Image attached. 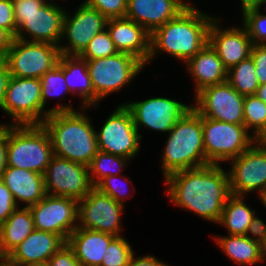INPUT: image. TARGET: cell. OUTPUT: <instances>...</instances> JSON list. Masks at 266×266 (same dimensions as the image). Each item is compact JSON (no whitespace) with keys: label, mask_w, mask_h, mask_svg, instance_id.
Listing matches in <instances>:
<instances>
[{"label":"cell","mask_w":266,"mask_h":266,"mask_svg":"<svg viewBox=\"0 0 266 266\" xmlns=\"http://www.w3.org/2000/svg\"><path fill=\"white\" fill-rule=\"evenodd\" d=\"M167 196L175 205L198 217L218 223L223 206L231 195L229 174L221 165L180 170L164 178Z\"/></svg>","instance_id":"6da1fadb"},{"label":"cell","mask_w":266,"mask_h":266,"mask_svg":"<svg viewBox=\"0 0 266 266\" xmlns=\"http://www.w3.org/2000/svg\"><path fill=\"white\" fill-rule=\"evenodd\" d=\"M213 18L195 5H189L176 18L151 33L148 62L162 51L186 63L208 43Z\"/></svg>","instance_id":"7a4b0ae2"},{"label":"cell","mask_w":266,"mask_h":266,"mask_svg":"<svg viewBox=\"0 0 266 266\" xmlns=\"http://www.w3.org/2000/svg\"><path fill=\"white\" fill-rule=\"evenodd\" d=\"M85 109L51 113L41 125L49 134L53 155L88 167L99 150L96 130Z\"/></svg>","instance_id":"3957f363"},{"label":"cell","mask_w":266,"mask_h":266,"mask_svg":"<svg viewBox=\"0 0 266 266\" xmlns=\"http://www.w3.org/2000/svg\"><path fill=\"white\" fill-rule=\"evenodd\" d=\"M163 149L161 168L169 174L209 165L203 144L202 117L192 107L169 131Z\"/></svg>","instance_id":"277c9868"},{"label":"cell","mask_w":266,"mask_h":266,"mask_svg":"<svg viewBox=\"0 0 266 266\" xmlns=\"http://www.w3.org/2000/svg\"><path fill=\"white\" fill-rule=\"evenodd\" d=\"M53 156L49 134L41 124H8V166L44 174Z\"/></svg>","instance_id":"5b68a950"},{"label":"cell","mask_w":266,"mask_h":266,"mask_svg":"<svg viewBox=\"0 0 266 266\" xmlns=\"http://www.w3.org/2000/svg\"><path fill=\"white\" fill-rule=\"evenodd\" d=\"M203 144L209 164L230 161L249 149L254 143L244 124H233L202 117Z\"/></svg>","instance_id":"8992f818"},{"label":"cell","mask_w":266,"mask_h":266,"mask_svg":"<svg viewBox=\"0 0 266 266\" xmlns=\"http://www.w3.org/2000/svg\"><path fill=\"white\" fill-rule=\"evenodd\" d=\"M86 62L96 94L97 107L99 100L127 87L125 85H128L146 66L133 55L123 52Z\"/></svg>","instance_id":"52a82bcc"},{"label":"cell","mask_w":266,"mask_h":266,"mask_svg":"<svg viewBox=\"0 0 266 266\" xmlns=\"http://www.w3.org/2000/svg\"><path fill=\"white\" fill-rule=\"evenodd\" d=\"M60 55L59 46L15 38L4 61L11 76L40 79L58 64Z\"/></svg>","instance_id":"ba28073f"},{"label":"cell","mask_w":266,"mask_h":266,"mask_svg":"<svg viewBox=\"0 0 266 266\" xmlns=\"http://www.w3.org/2000/svg\"><path fill=\"white\" fill-rule=\"evenodd\" d=\"M98 150L132 159L140 150L142 135L137 131L131 112L120 104L96 131Z\"/></svg>","instance_id":"9c48e42d"},{"label":"cell","mask_w":266,"mask_h":266,"mask_svg":"<svg viewBox=\"0 0 266 266\" xmlns=\"http://www.w3.org/2000/svg\"><path fill=\"white\" fill-rule=\"evenodd\" d=\"M1 109L13 125L42 124L40 79L11 76Z\"/></svg>","instance_id":"30bf717a"},{"label":"cell","mask_w":266,"mask_h":266,"mask_svg":"<svg viewBox=\"0 0 266 266\" xmlns=\"http://www.w3.org/2000/svg\"><path fill=\"white\" fill-rule=\"evenodd\" d=\"M43 177L48 195L80 200L94 188L87 166L55 155L52 156Z\"/></svg>","instance_id":"8fae6325"},{"label":"cell","mask_w":266,"mask_h":266,"mask_svg":"<svg viewBox=\"0 0 266 266\" xmlns=\"http://www.w3.org/2000/svg\"><path fill=\"white\" fill-rule=\"evenodd\" d=\"M244 97L227 81L204 87L195 95L192 107L201 117L233 124H244Z\"/></svg>","instance_id":"7c38bea8"},{"label":"cell","mask_w":266,"mask_h":266,"mask_svg":"<svg viewBox=\"0 0 266 266\" xmlns=\"http://www.w3.org/2000/svg\"><path fill=\"white\" fill-rule=\"evenodd\" d=\"M29 209L36 230L55 233L65 242L78 226L77 199L47 194Z\"/></svg>","instance_id":"4fadbf2b"},{"label":"cell","mask_w":266,"mask_h":266,"mask_svg":"<svg viewBox=\"0 0 266 266\" xmlns=\"http://www.w3.org/2000/svg\"><path fill=\"white\" fill-rule=\"evenodd\" d=\"M230 162L228 174L232 195L245 196L258 191L260 197L266 191V144L255 142Z\"/></svg>","instance_id":"5bb4252c"},{"label":"cell","mask_w":266,"mask_h":266,"mask_svg":"<svg viewBox=\"0 0 266 266\" xmlns=\"http://www.w3.org/2000/svg\"><path fill=\"white\" fill-rule=\"evenodd\" d=\"M124 209V205L94 187L83 199L78 200L77 228L121 236L120 216Z\"/></svg>","instance_id":"9a60e30c"},{"label":"cell","mask_w":266,"mask_h":266,"mask_svg":"<svg viewBox=\"0 0 266 266\" xmlns=\"http://www.w3.org/2000/svg\"><path fill=\"white\" fill-rule=\"evenodd\" d=\"M69 15L65 12L61 37V40L67 38V45L60 44L59 51L61 55H80L90 40L106 29L108 19L83 2L72 16Z\"/></svg>","instance_id":"2e32d148"},{"label":"cell","mask_w":266,"mask_h":266,"mask_svg":"<svg viewBox=\"0 0 266 266\" xmlns=\"http://www.w3.org/2000/svg\"><path fill=\"white\" fill-rule=\"evenodd\" d=\"M126 103V104H125ZM131 112L139 132L141 126L158 132L169 133L176 122L192 106L167 97H151L143 101L124 102Z\"/></svg>","instance_id":"e0dca14e"},{"label":"cell","mask_w":266,"mask_h":266,"mask_svg":"<svg viewBox=\"0 0 266 266\" xmlns=\"http://www.w3.org/2000/svg\"><path fill=\"white\" fill-rule=\"evenodd\" d=\"M48 1L31 14H14L17 32L15 38L59 46L66 10ZM30 38H25L24 34Z\"/></svg>","instance_id":"ac0fdd59"},{"label":"cell","mask_w":266,"mask_h":266,"mask_svg":"<svg viewBox=\"0 0 266 266\" xmlns=\"http://www.w3.org/2000/svg\"><path fill=\"white\" fill-rule=\"evenodd\" d=\"M219 24L218 18L214 17L209 28L208 43L229 70L250 57L253 43L244 25L223 29Z\"/></svg>","instance_id":"d6986e66"},{"label":"cell","mask_w":266,"mask_h":266,"mask_svg":"<svg viewBox=\"0 0 266 266\" xmlns=\"http://www.w3.org/2000/svg\"><path fill=\"white\" fill-rule=\"evenodd\" d=\"M192 3L184 0H127L126 18L135 21L150 34L176 18Z\"/></svg>","instance_id":"ffe728a7"},{"label":"cell","mask_w":266,"mask_h":266,"mask_svg":"<svg viewBox=\"0 0 266 266\" xmlns=\"http://www.w3.org/2000/svg\"><path fill=\"white\" fill-rule=\"evenodd\" d=\"M106 29L118 52L128 53L142 61H149L151 34L135 21L124 18L108 19Z\"/></svg>","instance_id":"44dd1931"},{"label":"cell","mask_w":266,"mask_h":266,"mask_svg":"<svg viewBox=\"0 0 266 266\" xmlns=\"http://www.w3.org/2000/svg\"><path fill=\"white\" fill-rule=\"evenodd\" d=\"M66 242L57 234L34 229L7 256L10 266L46 263Z\"/></svg>","instance_id":"7402d4cb"},{"label":"cell","mask_w":266,"mask_h":266,"mask_svg":"<svg viewBox=\"0 0 266 266\" xmlns=\"http://www.w3.org/2000/svg\"><path fill=\"white\" fill-rule=\"evenodd\" d=\"M1 181L11 191L15 202H24V207L37 204L47 193L43 174L7 166Z\"/></svg>","instance_id":"603a6c76"},{"label":"cell","mask_w":266,"mask_h":266,"mask_svg":"<svg viewBox=\"0 0 266 266\" xmlns=\"http://www.w3.org/2000/svg\"><path fill=\"white\" fill-rule=\"evenodd\" d=\"M184 64L195 81V95L204 87L227 81L228 70L209 43Z\"/></svg>","instance_id":"cb8c5ba5"},{"label":"cell","mask_w":266,"mask_h":266,"mask_svg":"<svg viewBox=\"0 0 266 266\" xmlns=\"http://www.w3.org/2000/svg\"><path fill=\"white\" fill-rule=\"evenodd\" d=\"M116 236L85 228H76L67 240L83 266H100L109 243Z\"/></svg>","instance_id":"d4e9b609"},{"label":"cell","mask_w":266,"mask_h":266,"mask_svg":"<svg viewBox=\"0 0 266 266\" xmlns=\"http://www.w3.org/2000/svg\"><path fill=\"white\" fill-rule=\"evenodd\" d=\"M63 74L70 94L77 92L80 96L83 102L81 109L96 107V94L86 60L79 55H63Z\"/></svg>","instance_id":"484cf974"},{"label":"cell","mask_w":266,"mask_h":266,"mask_svg":"<svg viewBox=\"0 0 266 266\" xmlns=\"http://www.w3.org/2000/svg\"><path fill=\"white\" fill-rule=\"evenodd\" d=\"M34 229L33 216L29 207L16 208L7 220L0 225V244L4 255L7 256Z\"/></svg>","instance_id":"4316f807"},{"label":"cell","mask_w":266,"mask_h":266,"mask_svg":"<svg viewBox=\"0 0 266 266\" xmlns=\"http://www.w3.org/2000/svg\"><path fill=\"white\" fill-rule=\"evenodd\" d=\"M214 239L219 248L237 265L261 263V243L245 235H226Z\"/></svg>","instance_id":"83f0119b"},{"label":"cell","mask_w":266,"mask_h":266,"mask_svg":"<svg viewBox=\"0 0 266 266\" xmlns=\"http://www.w3.org/2000/svg\"><path fill=\"white\" fill-rule=\"evenodd\" d=\"M245 196L230 195L223 206L221 218L218 222L224 226L229 235H246L256 211L245 202Z\"/></svg>","instance_id":"f1b7e54d"},{"label":"cell","mask_w":266,"mask_h":266,"mask_svg":"<svg viewBox=\"0 0 266 266\" xmlns=\"http://www.w3.org/2000/svg\"><path fill=\"white\" fill-rule=\"evenodd\" d=\"M41 100H42V123L45 118L55 112H72L76 111L71 105H57V107L45 110L46 100L49 97L60 96L62 97L65 93H70L68 86L65 82L63 74V55H60L58 64L52 69L48 70L41 78ZM64 93V94H63Z\"/></svg>","instance_id":"f546056e"},{"label":"cell","mask_w":266,"mask_h":266,"mask_svg":"<svg viewBox=\"0 0 266 266\" xmlns=\"http://www.w3.org/2000/svg\"><path fill=\"white\" fill-rule=\"evenodd\" d=\"M255 72V63L250 56L227 71V82L243 96L255 95L259 87Z\"/></svg>","instance_id":"4dcf8cb0"},{"label":"cell","mask_w":266,"mask_h":266,"mask_svg":"<svg viewBox=\"0 0 266 266\" xmlns=\"http://www.w3.org/2000/svg\"><path fill=\"white\" fill-rule=\"evenodd\" d=\"M129 161L130 159L125 157L98 151L88 166L92 185L95 187L107 176H120Z\"/></svg>","instance_id":"1f68e13d"},{"label":"cell","mask_w":266,"mask_h":266,"mask_svg":"<svg viewBox=\"0 0 266 266\" xmlns=\"http://www.w3.org/2000/svg\"><path fill=\"white\" fill-rule=\"evenodd\" d=\"M243 25L253 44H266V14L251 3L241 5Z\"/></svg>","instance_id":"d6a6232c"},{"label":"cell","mask_w":266,"mask_h":266,"mask_svg":"<svg viewBox=\"0 0 266 266\" xmlns=\"http://www.w3.org/2000/svg\"><path fill=\"white\" fill-rule=\"evenodd\" d=\"M243 110L244 125L255 135L265 124L266 103L256 95H247L244 97Z\"/></svg>","instance_id":"836d02e7"},{"label":"cell","mask_w":266,"mask_h":266,"mask_svg":"<svg viewBox=\"0 0 266 266\" xmlns=\"http://www.w3.org/2000/svg\"><path fill=\"white\" fill-rule=\"evenodd\" d=\"M133 254V248L126 238L116 236L109 243L100 266H127Z\"/></svg>","instance_id":"e575fe53"},{"label":"cell","mask_w":266,"mask_h":266,"mask_svg":"<svg viewBox=\"0 0 266 266\" xmlns=\"http://www.w3.org/2000/svg\"><path fill=\"white\" fill-rule=\"evenodd\" d=\"M117 53L118 50L116 49L109 32L105 29L90 40L88 46L79 56L85 60H94L110 57Z\"/></svg>","instance_id":"d590c367"},{"label":"cell","mask_w":266,"mask_h":266,"mask_svg":"<svg viewBox=\"0 0 266 266\" xmlns=\"http://www.w3.org/2000/svg\"><path fill=\"white\" fill-rule=\"evenodd\" d=\"M83 3L97 9L107 19L126 17L127 0H86Z\"/></svg>","instance_id":"8d00e7d4"},{"label":"cell","mask_w":266,"mask_h":266,"mask_svg":"<svg viewBox=\"0 0 266 266\" xmlns=\"http://www.w3.org/2000/svg\"><path fill=\"white\" fill-rule=\"evenodd\" d=\"M120 177V176H107L104 179H102L96 186L95 188H97L100 192L110 196L111 198H113L115 201H117L118 203L125 205L123 203H125L123 201L124 198H126V190H127V186L125 187V184L128 183V181H130L129 177H125V184H122L120 182V184L116 183V179ZM118 180V179H117ZM125 196V197H124ZM123 198V199H122Z\"/></svg>","instance_id":"74e56055"},{"label":"cell","mask_w":266,"mask_h":266,"mask_svg":"<svg viewBox=\"0 0 266 266\" xmlns=\"http://www.w3.org/2000/svg\"><path fill=\"white\" fill-rule=\"evenodd\" d=\"M47 263L49 266H83L67 242L49 258Z\"/></svg>","instance_id":"f35d334b"},{"label":"cell","mask_w":266,"mask_h":266,"mask_svg":"<svg viewBox=\"0 0 266 266\" xmlns=\"http://www.w3.org/2000/svg\"><path fill=\"white\" fill-rule=\"evenodd\" d=\"M250 56L255 63L259 85L266 84V44H253Z\"/></svg>","instance_id":"ab89813d"},{"label":"cell","mask_w":266,"mask_h":266,"mask_svg":"<svg viewBox=\"0 0 266 266\" xmlns=\"http://www.w3.org/2000/svg\"><path fill=\"white\" fill-rule=\"evenodd\" d=\"M18 208L11 191L0 180V225Z\"/></svg>","instance_id":"60d3db41"},{"label":"cell","mask_w":266,"mask_h":266,"mask_svg":"<svg viewBox=\"0 0 266 266\" xmlns=\"http://www.w3.org/2000/svg\"><path fill=\"white\" fill-rule=\"evenodd\" d=\"M13 11L12 0H0V27L8 30L15 37L17 25L15 23Z\"/></svg>","instance_id":"b9f144b4"},{"label":"cell","mask_w":266,"mask_h":266,"mask_svg":"<svg viewBox=\"0 0 266 266\" xmlns=\"http://www.w3.org/2000/svg\"><path fill=\"white\" fill-rule=\"evenodd\" d=\"M245 236L262 243L266 239V224L255 215L247 228Z\"/></svg>","instance_id":"7bdbcfd3"},{"label":"cell","mask_w":266,"mask_h":266,"mask_svg":"<svg viewBox=\"0 0 266 266\" xmlns=\"http://www.w3.org/2000/svg\"><path fill=\"white\" fill-rule=\"evenodd\" d=\"M14 14H31L40 9L46 0H12Z\"/></svg>","instance_id":"ee69618b"},{"label":"cell","mask_w":266,"mask_h":266,"mask_svg":"<svg viewBox=\"0 0 266 266\" xmlns=\"http://www.w3.org/2000/svg\"><path fill=\"white\" fill-rule=\"evenodd\" d=\"M8 123L0 132V180L8 166Z\"/></svg>","instance_id":"f6af8a7d"},{"label":"cell","mask_w":266,"mask_h":266,"mask_svg":"<svg viewBox=\"0 0 266 266\" xmlns=\"http://www.w3.org/2000/svg\"><path fill=\"white\" fill-rule=\"evenodd\" d=\"M127 266H169L168 264L158 260L153 255H145L142 257H135V254L131 257Z\"/></svg>","instance_id":"bcb514c9"},{"label":"cell","mask_w":266,"mask_h":266,"mask_svg":"<svg viewBox=\"0 0 266 266\" xmlns=\"http://www.w3.org/2000/svg\"><path fill=\"white\" fill-rule=\"evenodd\" d=\"M11 75L9 72L8 65L4 60H0V109L2 108L7 85Z\"/></svg>","instance_id":"7dc6e473"},{"label":"cell","mask_w":266,"mask_h":266,"mask_svg":"<svg viewBox=\"0 0 266 266\" xmlns=\"http://www.w3.org/2000/svg\"><path fill=\"white\" fill-rule=\"evenodd\" d=\"M15 37L6 29L0 27V60H4Z\"/></svg>","instance_id":"c3c4849f"},{"label":"cell","mask_w":266,"mask_h":266,"mask_svg":"<svg viewBox=\"0 0 266 266\" xmlns=\"http://www.w3.org/2000/svg\"><path fill=\"white\" fill-rule=\"evenodd\" d=\"M256 143L266 144V121L264 126L254 135Z\"/></svg>","instance_id":"681fc988"},{"label":"cell","mask_w":266,"mask_h":266,"mask_svg":"<svg viewBox=\"0 0 266 266\" xmlns=\"http://www.w3.org/2000/svg\"><path fill=\"white\" fill-rule=\"evenodd\" d=\"M255 95L266 103V84L259 85Z\"/></svg>","instance_id":"f907efd6"},{"label":"cell","mask_w":266,"mask_h":266,"mask_svg":"<svg viewBox=\"0 0 266 266\" xmlns=\"http://www.w3.org/2000/svg\"><path fill=\"white\" fill-rule=\"evenodd\" d=\"M266 260V239L261 243V263Z\"/></svg>","instance_id":"816d5d0a"},{"label":"cell","mask_w":266,"mask_h":266,"mask_svg":"<svg viewBox=\"0 0 266 266\" xmlns=\"http://www.w3.org/2000/svg\"><path fill=\"white\" fill-rule=\"evenodd\" d=\"M251 4L257 9H261V6L266 5V0H253Z\"/></svg>","instance_id":"f5cc1de1"},{"label":"cell","mask_w":266,"mask_h":266,"mask_svg":"<svg viewBox=\"0 0 266 266\" xmlns=\"http://www.w3.org/2000/svg\"><path fill=\"white\" fill-rule=\"evenodd\" d=\"M6 263V256L4 255V253L2 252L1 249V244H0V265H3Z\"/></svg>","instance_id":"db71d44e"},{"label":"cell","mask_w":266,"mask_h":266,"mask_svg":"<svg viewBox=\"0 0 266 266\" xmlns=\"http://www.w3.org/2000/svg\"><path fill=\"white\" fill-rule=\"evenodd\" d=\"M261 203L266 207V191L259 197Z\"/></svg>","instance_id":"11a10c76"},{"label":"cell","mask_w":266,"mask_h":266,"mask_svg":"<svg viewBox=\"0 0 266 266\" xmlns=\"http://www.w3.org/2000/svg\"><path fill=\"white\" fill-rule=\"evenodd\" d=\"M25 266H49L48 263H36V264H28V265H25Z\"/></svg>","instance_id":"9f6ffc18"},{"label":"cell","mask_w":266,"mask_h":266,"mask_svg":"<svg viewBox=\"0 0 266 266\" xmlns=\"http://www.w3.org/2000/svg\"><path fill=\"white\" fill-rule=\"evenodd\" d=\"M241 1V5L246 4V3H251L253 0H240Z\"/></svg>","instance_id":"6f0895ef"},{"label":"cell","mask_w":266,"mask_h":266,"mask_svg":"<svg viewBox=\"0 0 266 266\" xmlns=\"http://www.w3.org/2000/svg\"><path fill=\"white\" fill-rule=\"evenodd\" d=\"M4 123L3 124H0V132L3 130V128H4Z\"/></svg>","instance_id":"680465c9"},{"label":"cell","mask_w":266,"mask_h":266,"mask_svg":"<svg viewBox=\"0 0 266 266\" xmlns=\"http://www.w3.org/2000/svg\"><path fill=\"white\" fill-rule=\"evenodd\" d=\"M0 266H10L9 264H7V263H5V264H3V265H0Z\"/></svg>","instance_id":"91938a15"}]
</instances>
